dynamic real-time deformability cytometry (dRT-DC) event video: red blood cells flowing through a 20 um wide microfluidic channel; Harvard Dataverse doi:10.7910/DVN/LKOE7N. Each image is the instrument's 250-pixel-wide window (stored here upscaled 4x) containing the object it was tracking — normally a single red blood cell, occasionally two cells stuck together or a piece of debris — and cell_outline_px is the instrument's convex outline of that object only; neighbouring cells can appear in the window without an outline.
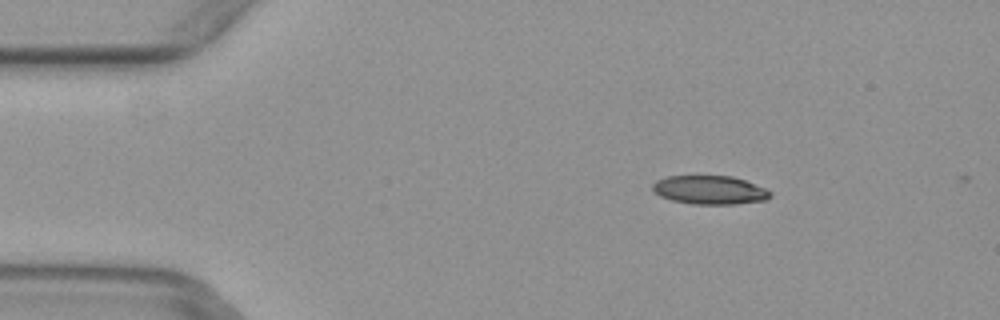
{"species": "common noctule bat (a hibernating species)", "species_latin": "Nyctalus noctula", "temperature_condition": "warm", "stored_images_in_passage": 3, "camera_frame_rate_fps": 3000, "um_per_image_px": 0.085, "animal": {"sex": "female", "body_mass_g": 29.2, "forearm_length_mm": 56.3}, "frame": {"image": 1, "passage_image": 2, "time_ms": 0.333, "image_size_px": [1000, 320], "cell_outline_px": [[772, 196], [768, 200], [736, 204], [692, 204], [672, 200], [660, 196], [652, 188], [652, 184], [656, 180], [668, 176], [732, 176], [744, 180], [764, 188], [772, 192]], "centroid_in_image_um": [60.35, 16.15], "position_along_channel_um": 24.7, "area_um2": 19.65}}